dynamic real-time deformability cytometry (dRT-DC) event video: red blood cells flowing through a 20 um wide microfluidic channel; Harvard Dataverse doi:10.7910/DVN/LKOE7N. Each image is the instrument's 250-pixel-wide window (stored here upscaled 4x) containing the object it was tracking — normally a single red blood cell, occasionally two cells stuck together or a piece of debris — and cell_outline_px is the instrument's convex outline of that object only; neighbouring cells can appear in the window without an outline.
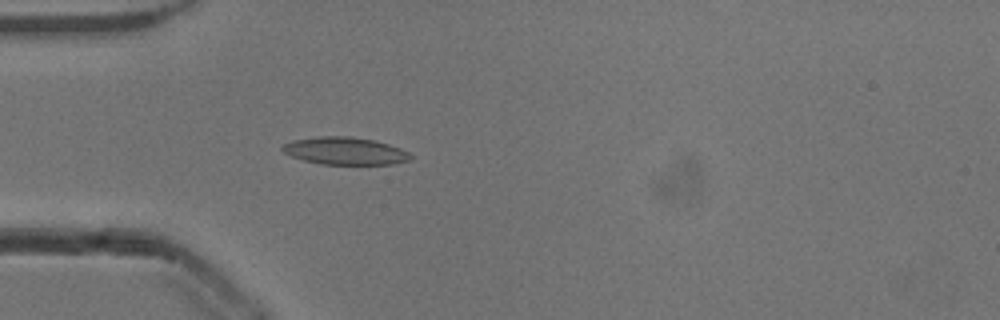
{"species": "common noctule bat (a hibernating species)", "species_latin": "Nyctalus noctula", "temperature_condition": "cold", "stored_images_in_passage": 40, "camera_frame_rate_fps": 3000, "um_per_image_px": 0.085, "animal": {"sex": "male", "body_mass_g": 13.3}, "frame": {"image": 1, "passage_image": 3, "time_ms": 0.667, "image_size_px": [1000, 320], "cell_outline_px": [[412, 160], [392, 164], [320, 164], [304, 160], [292, 156], [284, 152], [280, 148], [284, 144], [292, 140], [320, 136], [352, 136], [372, 140], [388, 144], [400, 148], [408, 152], [412, 156]], "centroid_in_image_um": [29.33, 12.83], "position_along_channel_um": 55.7, "area_um2": 20.46}}
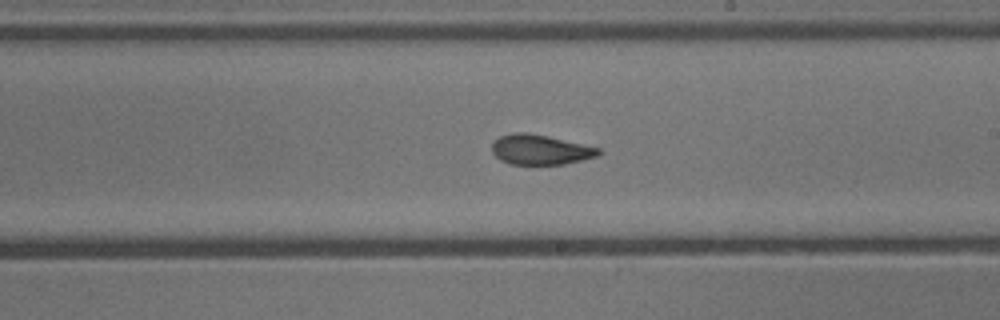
{"frame": {"image": 2, "passage_image": 18, "time_ms": 5.667, "image_size_px": [1000, 320], "cell_outline_px": [[600, 152], [596, 156], [564, 164], [508, 164], [500, 160], [492, 152], [492, 144], [500, 136], [512, 132], [528, 132], [548, 136], [600, 148]], "centroid_in_image_um": [45.88, 12.71], "position_along_channel_um": 243.1, "area_um2": 18.5}}
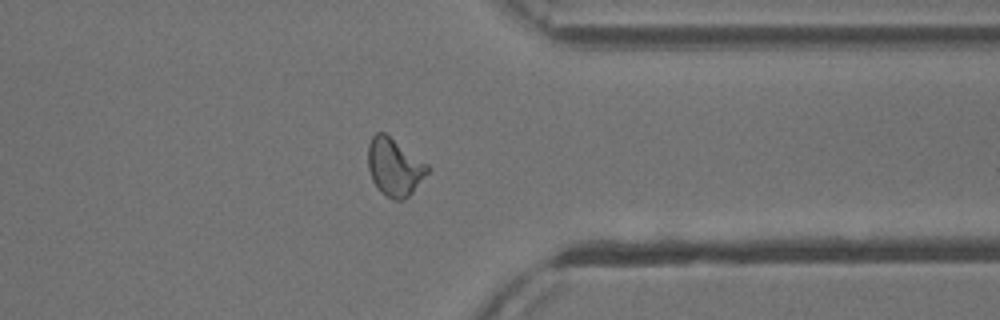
{"frame": {"image": 3, "passage_image": 29, "time_ms": 9.333, "image_size_px": [1000, 320], "cell_outline_px": [[432, 168], [412, 192], [404, 200], [396, 200], [380, 192], [372, 180], [368, 168], [368, 144], [372, 136], [376, 132], [384, 132], [428, 164]], "centroid_in_image_um": [33.53, 14.19], "position_along_channel_um": 377.9, "area_um2": 19.94}, "authors_computed_cell_mechanics": {"area_um2": 19.4208, "velocity_mm_per_s": 3.8544, "shape_relaxation_time_tau1_ms": 8.3718, "shape_relaxation_time_tau2_ms": 1.9179, "deformation_change_tau1": 0.2004, "deformation_change_tau2": 0.0833}}